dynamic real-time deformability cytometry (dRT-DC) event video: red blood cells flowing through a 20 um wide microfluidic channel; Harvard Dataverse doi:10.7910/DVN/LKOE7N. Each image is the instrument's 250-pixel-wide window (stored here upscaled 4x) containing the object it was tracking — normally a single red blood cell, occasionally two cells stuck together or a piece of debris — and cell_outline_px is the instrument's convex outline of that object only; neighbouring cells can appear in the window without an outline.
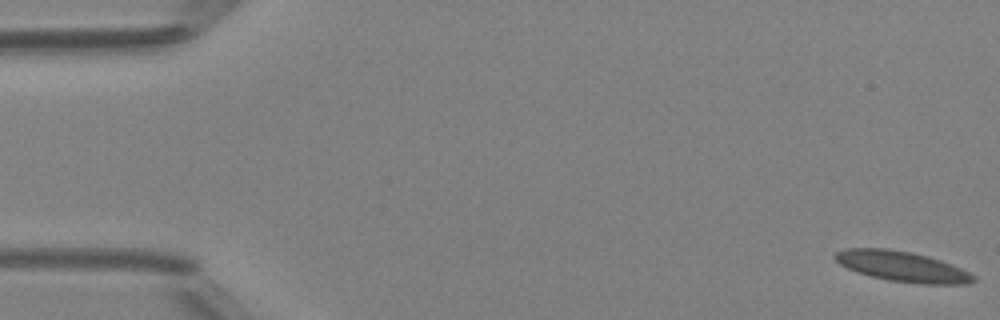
{"species": "Egyptian fruit bat (a non-hibernating species)", "species_latin": "Rousettus aegyptiacus", "temperature_condition": "room temperature", "stored_images_in_passage": 53, "segment_of_instrument_passage": [1, 2], "camera_frame_rate_fps": 3000, "um_per_image_px": 0.085, "animal": {"sex": "female"}, "frame": {"image": 1, "passage_image": 1, "time_ms": 0.0, "image_size_px": [1000, 320], "cell_outline_px": [[976, 280], [968, 284], [924, 284], [888, 280], [856, 272], [840, 264], [832, 256], [836, 252], [844, 248], [888, 248], [912, 252], [928, 256], [940, 260], [960, 268], [976, 276]], "centroid_in_image_um": [76.67, 22.64], "position_along_channel_um": 8.3, "area_um2": 24.45}}
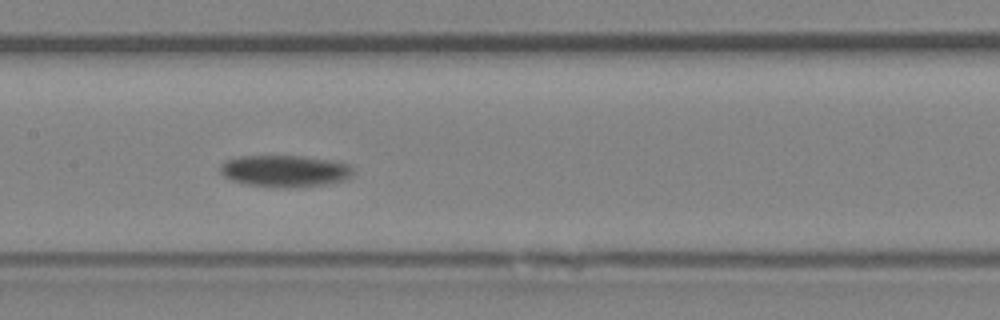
{"frame": {"image": 2, "passage_image": 26, "time_ms": 8.333, "image_size_px": [1000, 320], "cell_outline_px": [[352, 176], [344, 180], [328, 184], [288, 188], [276, 188], [248, 184], [232, 180], [224, 176], [220, 172], [220, 164], [224, 160], [240, 156], [304, 156], [336, 160], [348, 164], [352, 168]], "centroid_in_image_um": [24.22, 14.53], "position_along_channel_um": 183.2, "area_um2": 24.91}}
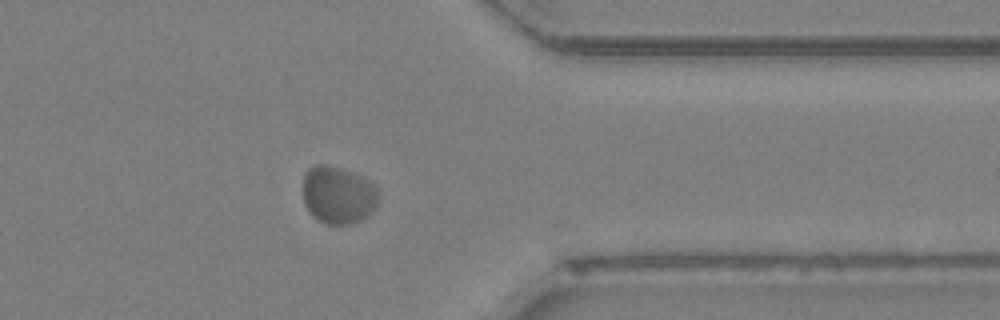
{"frame": {"image": 3, "passage_image": 42, "time_ms": 13.667, "image_size_px": [1000, 320], "cell_outline_px": [[380, 196], [376, 208], [368, 216], [360, 220], [348, 224], [324, 224], [316, 220], [308, 212], [304, 204], [304, 176], [308, 168], [316, 164], [328, 164], [344, 168], [356, 172], [364, 176], [376, 188]], "centroid_in_image_um": [28.75, 16.56], "position_along_channel_um": 382.6, "area_um2": 26.01}}